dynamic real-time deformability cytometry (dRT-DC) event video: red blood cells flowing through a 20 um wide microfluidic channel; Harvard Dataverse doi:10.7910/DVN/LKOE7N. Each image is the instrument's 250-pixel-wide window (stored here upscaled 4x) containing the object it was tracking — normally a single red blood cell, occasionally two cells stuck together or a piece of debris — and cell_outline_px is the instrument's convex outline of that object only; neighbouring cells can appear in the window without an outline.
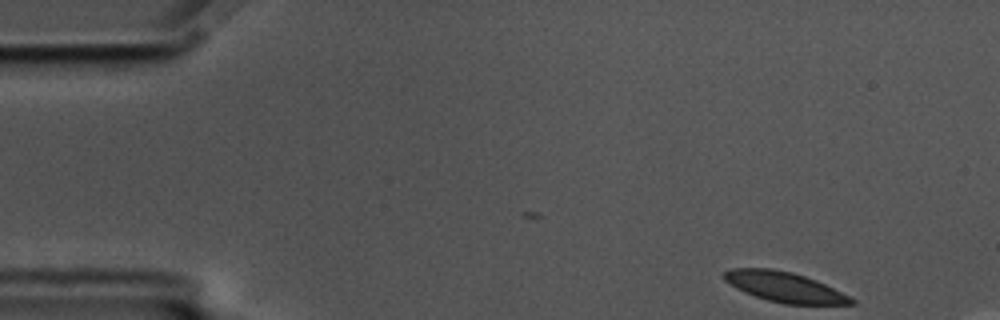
{"species": "common noctule bat (a hibernating species)", "species_latin": "Nyctalus noctula", "temperature_condition": "cold", "stored_images_in_passage": 12, "camera_frame_rate_fps": 3000, "um_per_image_px": 0.085, "animal": {"sex": "male", "body_mass_g": 17.5, "forearm_length_mm": 52.3}, "frame": {"image": 1, "passage_image": 1, "time_ms": 0.0, "image_size_px": [1000, 320], "cell_outline_px": [[856, 304], [784, 304], [768, 300], [744, 292], [736, 288], [724, 280], [724, 272], [732, 268], [772, 268], [792, 272], [816, 280], [856, 300]], "centroid_in_image_um": [66.66, 24.39], "position_along_channel_um": 18.3, "area_um2": 22.02}}